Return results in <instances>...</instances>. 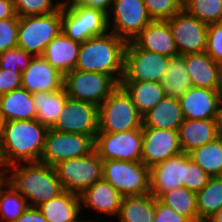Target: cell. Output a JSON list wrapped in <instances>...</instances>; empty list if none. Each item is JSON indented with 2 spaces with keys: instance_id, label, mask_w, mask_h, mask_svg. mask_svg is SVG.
I'll use <instances>...</instances> for the list:
<instances>
[{
  "instance_id": "cell-11",
  "label": "cell",
  "mask_w": 222,
  "mask_h": 222,
  "mask_svg": "<svg viewBox=\"0 0 222 222\" xmlns=\"http://www.w3.org/2000/svg\"><path fill=\"white\" fill-rule=\"evenodd\" d=\"M94 146L95 136L48 129L39 162L54 167L61 161L89 155Z\"/></svg>"
},
{
  "instance_id": "cell-10",
  "label": "cell",
  "mask_w": 222,
  "mask_h": 222,
  "mask_svg": "<svg viewBox=\"0 0 222 222\" xmlns=\"http://www.w3.org/2000/svg\"><path fill=\"white\" fill-rule=\"evenodd\" d=\"M64 190L80 195L102 175V159L94 150L89 155L67 159L54 166Z\"/></svg>"
},
{
  "instance_id": "cell-30",
  "label": "cell",
  "mask_w": 222,
  "mask_h": 222,
  "mask_svg": "<svg viewBox=\"0 0 222 222\" xmlns=\"http://www.w3.org/2000/svg\"><path fill=\"white\" fill-rule=\"evenodd\" d=\"M119 222H154L155 197L150 193L122 198Z\"/></svg>"
},
{
  "instance_id": "cell-34",
  "label": "cell",
  "mask_w": 222,
  "mask_h": 222,
  "mask_svg": "<svg viewBox=\"0 0 222 222\" xmlns=\"http://www.w3.org/2000/svg\"><path fill=\"white\" fill-rule=\"evenodd\" d=\"M157 199L187 218L190 222H199L196 193L184 186L169 190Z\"/></svg>"
},
{
  "instance_id": "cell-7",
  "label": "cell",
  "mask_w": 222,
  "mask_h": 222,
  "mask_svg": "<svg viewBox=\"0 0 222 222\" xmlns=\"http://www.w3.org/2000/svg\"><path fill=\"white\" fill-rule=\"evenodd\" d=\"M102 175L123 197L150 193L149 168L142 161L102 160Z\"/></svg>"
},
{
  "instance_id": "cell-43",
  "label": "cell",
  "mask_w": 222,
  "mask_h": 222,
  "mask_svg": "<svg viewBox=\"0 0 222 222\" xmlns=\"http://www.w3.org/2000/svg\"><path fill=\"white\" fill-rule=\"evenodd\" d=\"M22 72H12L0 68V96L21 88Z\"/></svg>"
},
{
  "instance_id": "cell-46",
  "label": "cell",
  "mask_w": 222,
  "mask_h": 222,
  "mask_svg": "<svg viewBox=\"0 0 222 222\" xmlns=\"http://www.w3.org/2000/svg\"><path fill=\"white\" fill-rule=\"evenodd\" d=\"M113 0H64L69 3H80L91 8H97L105 13H109L111 10Z\"/></svg>"
},
{
  "instance_id": "cell-2",
  "label": "cell",
  "mask_w": 222,
  "mask_h": 222,
  "mask_svg": "<svg viewBox=\"0 0 222 222\" xmlns=\"http://www.w3.org/2000/svg\"><path fill=\"white\" fill-rule=\"evenodd\" d=\"M126 44L109 31L89 38L80 45L75 69L109 75L119 85L124 76Z\"/></svg>"
},
{
  "instance_id": "cell-52",
  "label": "cell",
  "mask_w": 222,
  "mask_h": 222,
  "mask_svg": "<svg viewBox=\"0 0 222 222\" xmlns=\"http://www.w3.org/2000/svg\"><path fill=\"white\" fill-rule=\"evenodd\" d=\"M218 68H219V77H220L221 90H222V61L218 62Z\"/></svg>"
},
{
  "instance_id": "cell-27",
  "label": "cell",
  "mask_w": 222,
  "mask_h": 222,
  "mask_svg": "<svg viewBox=\"0 0 222 222\" xmlns=\"http://www.w3.org/2000/svg\"><path fill=\"white\" fill-rule=\"evenodd\" d=\"M142 127L178 130L184 121L178 98L165 97L143 117Z\"/></svg>"
},
{
  "instance_id": "cell-42",
  "label": "cell",
  "mask_w": 222,
  "mask_h": 222,
  "mask_svg": "<svg viewBox=\"0 0 222 222\" xmlns=\"http://www.w3.org/2000/svg\"><path fill=\"white\" fill-rule=\"evenodd\" d=\"M206 53L215 61H222V22L208 24Z\"/></svg>"
},
{
  "instance_id": "cell-41",
  "label": "cell",
  "mask_w": 222,
  "mask_h": 222,
  "mask_svg": "<svg viewBox=\"0 0 222 222\" xmlns=\"http://www.w3.org/2000/svg\"><path fill=\"white\" fill-rule=\"evenodd\" d=\"M19 18L0 20V53L17 46Z\"/></svg>"
},
{
  "instance_id": "cell-24",
  "label": "cell",
  "mask_w": 222,
  "mask_h": 222,
  "mask_svg": "<svg viewBox=\"0 0 222 222\" xmlns=\"http://www.w3.org/2000/svg\"><path fill=\"white\" fill-rule=\"evenodd\" d=\"M80 45L61 32L46 46L42 57L65 75L75 69Z\"/></svg>"
},
{
  "instance_id": "cell-29",
  "label": "cell",
  "mask_w": 222,
  "mask_h": 222,
  "mask_svg": "<svg viewBox=\"0 0 222 222\" xmlns=\"http://www.w3.org/2000/svg\"><path fill=\"white\" fill-rule=\"evenodd\" d=\"M32 96L37 114L36 120L51 129L60 116L68 98L64 87L55 92L33 93Z\"/></svg>"
},
{
  "instance_id": "cell-21",
  "label": "cell",
  "mask_w": 222,
  "mask_h": 222,
  "mask_svg": "<svg viewBox=\"0 0 222 222\" xmlns=\"http://www.w3.org/2000/svg\"><path fill=\"white\" fill-rule=\"evenodd\" d=\"M80 205L93 208L101 213L119 215L123 196L103 177L80 195Z\"/></svg>"
},
{
  "instance_id": "cell-16",
  "label": "cell",
  "mask_w": 222,
  "mask_h": 222,
  "mask_svg": "<svg viewBox=\"0 0 222 222\" xmlns=\"http://www.w3.org/2000/svg\"><path fill=\"white\" fill-rule=\"evenodd\" d=\"M142 133L141 161L148 168L182 152L178 130L142 127Z\"/></svg>"
},
{
  "instance_id": "cell-22",
  "label": "cell",
  "mask_w": 222,
  "mask_h": 222,
  "mask_svg": "<svg viewBox=\"0 0 222 222\" xmlns=\"http://www.w3.org/2000/svg\"><path fill=\"white\" fill-rule=\"evenodd\" d=\"M220 136L218 120L184 119L178 128L179 144L182 152L189 153Z\"/></svg>"
},
{
  "instance_id": "cell-37",
  "label": "cell",
  "mask_w": 222,
  "mask_h": 222,
  "mask_svg": "<svg viewBox=\"0 0 222 222\" xmlns=\"http://www.w3.org/2000/svg\"><path fill=\"white\" fill-rule=\"evenodd\" d=\"M15 12L18 17L46 15L57 11L63 4L54 3L53 0H13Z\"/></svg>"
},
{
  "instance_id": "cell-4",
  "label": "cell",
  "mask_w": 222,
  "mask_h": 222,
  "mask_svg": "<svg viewBox=\"0 0 222 222\" xmlns=\"http://www.w3.org/2000/svg\"><path fill=\"white\" fill-rule=\"evenodd\" d=\"M142 126V116L120 85L98 106V132L119 133Z\"/></svg>"
},
{
  "instance_id": "cell-38",
  "label": "cell",
  "mask_w": 222,
  "mask_h": 222,
  "mask_svg": "<svg viewBox=\"0 0 222 222\" xmlns=\"http://www.w3.org/2000/svg\"><path fill=\"white\" fill-rule=\"evenodd\" d=\"M33 57L23 48L16 46L0 53V68L12 72H23L29 67Z\"/></svg>"
},
{
  "instance_id": "cell-26",
  "label": "cell",
  "mask_w": 222,
  "mask_h": 222,
  "mask_svg": "<svg viewBox=\"0 0 222 222\" xmlns=\"http://www.w3.org/2000/svg\"><path fill=\"white\" fill-rule=\"evenodd\" d=\"M0 116L3 122L36 119L32 94L21 87L0 96Z\"/></svg>"
},
{
  "instance_id": "cell-47",
  "label": "cell",
  "mask_w": 222,
  "mask_h": 222,
  "mask_svg": "<svg viewBox=\"0 0 222 222\" xmlns=\"http://www.w3.org/2000/svg\"><path fill=\"white\" fill-rule=\"evenodd\" d=\"M7 18H19L16 15L13 0H0V20Z\"/></svg>"
},
{
  "instance_id": "cell-3",
  "label": "cell",
  "mask_w": 222,
  "mask_h": 222,
  "mask_svg": "<svg viewBox=\"0 0 222 222\" xmlns=\"http://www.w3.org/2000/svg\"><path fill=\"white\" fill-rule=\"evenodd\" d=\"M7 171L11 176L7 175L6 182L27 200L29 206L38 207L64 191L53 166L40 162L20 163L8 166Z\"/></svg>"
},
{
  "instance_id": "cell-5",
  "label": "cell",
  "mask_w": 222,
  "mask_h": 222,
  "mask_svg": "<svg viewBox=\"0 0 222 222\" xmlns=\"http://www.w3.org/2000/svg\"><path fill=\"white\" fill-rule=\"evenodd\" d=\"M109 31L108 14L80 3L63 2L62 33L79 43Z\"/></svg>"
},
{
  "instance_id": "cell-35",
  "label": "cell",
  "mask_w": 222,
  "mask_h": 222,
  "mask_svg": "<svg viewBox=\"0 0 222 222\" xmlns=\"http://www.w3.org/2000/svg\"><path fill=\"white\" fill-rule=\"evenodd\" d=\"M5 186L7 188H5ZM28 207L29 205L27 203V200L7 182L1 187L0 189L1 221L2 220H4L3 222L16 221Z\"/></svg>"
},
{
  "instance_id": "cell-48",
  "label": "cell",
  "mask_w": 222,
  "mask_h": 222,
  "mask_svg": "<svg viewBox=\"0 0 222 222\" xmlns=\"http://www.w3.org/2000/svg\"><path fill=\"white\" fill-rule=\"evenodd\" d=\"M206 222H222V207Z\"/></svg>"
},
{
  "instance_id": "cell-53",
  "label": "cell",
  "mask_w": 222,
  "mask_h": 222,
  "mask_svg": "<svg viewBox=\"0 0 222 222\" xmlns=\"http://www.w3.org/2000/svg\"><path fill=\"white\" fill-rule=\"evenodd\" d=\"M2 127H3V120L0 116V137H1V134H2Z\"/></svg>"
},
{
  "instance_id": "cell-50",
  "label": "cell",
  "mask_w": 222,
  "mask_h": 222,
  "mask_svg": "<svg viewBox=\"0 0 222 222\" xmlns=\"http://www.w3.org/2000/svg\"><path fill=\"white\" fill-rule=\"evenodd\" d=\"M7 171H0V189L6 183Z\"/></svg>"
},
{
  "instance_id": "cell-44",
  "label": "cell",
  "mask_w": 222,
  "mask_h": 222,
  "mask_svg": "<svg viewBox=\"0 0 222 222\" xmlns=\"http://www.w3.org/2000/svg\"><path fill=\"white\" fill-rule=\"evenodd\" d=\"M154 222H190L171 207L161 203L155 198V219Z\"/></svg>"
},
{
  "instance_id": "cell-6",
  "label": "cell",
  "mask_w": 222,
  "mask_h": 222,
  "mask_svg": "<svg viewBox=\"0 0 222 222\" xmlns=\"http://www.w3.org/2000/svg\"><path fill=\"white\" fill-rule=\"evenodd\" d=\"M62 32V6L46 15L19 17L17 46L42 56L46 46Z\"/></svg>"
},
{
  "instance_id": "cell-18",
  "label": "cell",
  "mask_w": 222,
  "mask_h": 222,
  "mask_svg": "<svg viewBox=\"0 0 222 222\" xmlns=\"http://www.w3.org/2000/svg\"><path fill=\"white\" fill-rule=\"evenodd\" d=\"M189 153L181 152L149 168L150 194L156 199L165 192L183 186L185 163Z\"/></svg>"
},
{
  "instance_id": "cell-13",
  "label": "cell",
  "mask_w": 222,
  "mask_h": 222,
  "mask_svg": "<svg viewBox=\"0 0 222 222\" xmlns=\"http://www.w3.org/2000/svg\"><path fill=\"white\" fill-rule=\"evenodd\" d=\"M142 128L119 133L98 132L94 150L102 160L141 161Z\"/></svg>"
},
{
  "instance_id": "cell-39",
  "label": "cell",
  "mask_w": 222,
  "mask_h": 222,
  "mask_svg": "<svg viewBox=\"0 0 222 222\" xmlns=\"http://www.w3.org/2000/svg\"><path fill=\"white\" fill-rule=\"evenodd\" d=\"M152 20L166 21L183 9V0H143Z\"/></svg>"
},
{
  "instance_id": "cell-20",
  "label": "cell",
  "mask_w": 222,
  "mask_h": 222,
  "mask_svg": "<svg viewBox=\"0 0 222 222\" xmlns=\"http://www.w3.org/2000/svg\"><path fill=\"white\" fill-rule=\"evenodd\" d=\"M138 48L167 57L178 55L167 21L153 20L132 41Z\"/></svg>"
},
{
  "instance_id": "cell-12",
  "label": "cell",
  "mask_w": 222,
  "mask_h": 222,
  "mask_svg": "<svg viewBox=\"0 0 222 222\" xmlns=\"http://www.w3.org/2000/svg\"><path fill=\"white\" fill-rule=\"evenodd\" d=\"M152 21L143 0L112 1L111 10L108 13V28L110 32L126 42L133 41Z\"/></svg>"
},
{
  "instance_id": "cell-49",
  "label": "cell",
  "mask_w": 222,
  "mask_h": 222,
  "mask_svg": "<svg viewBox=\"0 0 222 222\" xmlns=\"http://www.w3.org/2000/svg\"><path fill=\"white\" fill-rule=\"evenodd\" d=\"M218 125H219L220 135H222V99L220 102L219 113H218Z\"/></svg>"
},
{
  "instance_id": "cell-8",
  "label": "cell",
  "mask_w": 222,
  "mask_h": 222,
  "mask_svg": "<svg viewBox=\"0 0 222 222\" xmlns=\"http://www.w3.org/2000/svg\"><path fill=\"white\" fill-rule=\"evenodd\" d=\"M170 57L138 48L132 41L125 48L124 76L121 82H160L166 75Z\"/></svg>"
},
{
  "instance_id": "cell-14",
  "label": "cell",
  "mask_w": 222,
  "mask_h": 222,
  "mask_svg": "<svg viewBox=\"0 0 222 222\" xmlns=\"http://www.w3.org/2000/svg\"><path fill=\"white\" fill-rule=\"evenodd\" d=\"M171 28L178 54L206 52L208 25L184 9L166 20Z\"/></svg>"
},
{
  "instance_id": "cell-31",
  "label": "cell",
  "mask_w": 222,
  "mask_h": 222,
  "mask_svg": "<svg viewBox=\"0 0 222 222\" xmlns=\"http://www.w3.org/2000/svg\"><path fill=\"white\" fill-rule=\"evenodd\" d=\"M161 85L166 97L178 99L192 87L190 75L186 70L184 55L178 54L170 57L169 67Z\"/></svg>"
},
{
  "instance_id": "cell-9",
  "label": "cell",
  "mask_w": 222,
  "mask_h": 222,
  "mask_svg": "<svg viewBox=\"0 0 222 222\" xmlns=\"http://www.w3.org/2000/svg\"><path fill=\"white\" fill-rule=\"evenodd\" d=\"M119 85L103 73L72 70L64 75L68 97L100 106Z\"/></svg>"
},
{
  "instance_id": "cell-25",
  "label": "cell",
  "mask_w": 222,
  "mask_h": 222,
  "mask_svg": "<svg viewBox=\"0 0 222 222\" xmlns=\"http://www.w3.org/2000/svg\"><path fill=\"white\" fill-rule=\"evenodd\" d=\"M38 208L48 222H87L77 219L81 213L80 197L73 192L64 190Z\"/></svg>"
},
{
  "instance_id": "cell-33",
  "label": "cell",
  "mask_w": 222,
  "mask_h": 222,
  "mask_svg": "<svg viewBox=\"0 0 222 222\" xmlns=\"http://www.w3.org/2000/svg\"><path fill=\"white\" fill-rule=\"evenodd\" d=\"M189 155L210 177L222 176V135L193 149Z\"/></svg>"
},
{
  "instance_id": "cell-19",
  "label": "cell",
  "mask_w": 222,
  "mask_h": 222,
  "mask_svg": "<svg viewBox=\"0 0 222 222\" xmlns=\"http://www.w3.org/2000/svg\"><path fill=\"white\" fill-rule=\"evenodd\" d=\"M64 75L52 67L42 56H34L29 67L22 72L21 85L30 94L55 92L63 88Z\"/></svg>"
},
{
  "instance_id": "cell-23",
  "label": "cell",
  "mask_w": 222,
  "mask_h": 222,
  "mask_svg": "<svg viewBox=\"0 0 222 222\" xmlns=\"http://www.w3.org/2000/svg\"><path fill=\"white\" fill-rule=\"evenodd\" d=\"M184 58L192 86L221 90L218 63L206 52L186 54Z\"/></svg>"
},
{
  "instance_id": "cell-28",
  "label": "cell",
  "mask_w": 222,
  "mask_h": 222,
  "mask_svg": "<svg viewBox=\"0 0 222 222\" xmlns=\"http://www.w3.org/2000/svg\"><path fill=\"white\" fill-rule=\"evenodd\" d=\"M119 85L131 97L142 117L166 97L160 82H120Z\"/></svg>"
},
{
  "instance_id": "cell-45",
  "label": "cell",
  "mask_w": 222,
  "mask_h": 222,
  "mask_svg": "<svg viewBox=\"0 0 222 222\" xmlns=\"http://www.w3.org/2000/svg\"><path fill=\"white\" fill-rule=\"evenodd\" d=\"M14 222H48L38 207L29 206Z\"/></svg>"
},
{
  "instance_id": "cell-32",
  "label": "cell",
  "mask_w": 222,
  "mask_h": 222,
  "mask_svg": "<svg viewBox=\"0 0 222 222\" xmlns=\"http://www.w3.org/2000/svg\"><path fill=\"white\" fill-rule=\"evenodd\" d=\"M199 222H206L222 207V176L210 177L196 193Z\"/></svg>"
},
{
  "instance_id": "cell-17",
  "label": "cell",
  "mask_w": 222,
  "mask_h": 222,
  "mask_svg": "<svg viewBox=\"0 0 222 222\" xmlns=\"http://www.w3.org/2000/svg\"><path fill=\"white\" fill-rule=\"evenodd\" d=\"M222 90L190 87L180 98L184 119L218 120Z\"/></svg>"
},
{
  "instance_id": "cell-40",
  "label": "cell",
  "mask_w": 222,
  "mask_h": 222,
  "mask_svg": "<svg viewBox=\"0 0 222 222\" xmlns=\"http://www.w3.org/2000/svg\"><path fill=\"white\" fill-rule=\"evenodd\" d=\"M210 176L191 158L185 163L183 186L190 191L199 192L208 182Z\"/></svg>"
},
{
  "instance_id": "cell-36",
  "label": "cell",
  "mask_w": 222,
  "mask_h": 222,
  "mask_svg": "<svg viewBox=\"0 0 222 222\" xmlns=\"http://www.w3.org/2000/svg\"><path fill=\"white\" fill-rule=\"evenodd\" d=\"M183 9L207 25L222 22V0H183Z\"/></svg>"
},
{
  "instance_id": "cell-15",
  "label": "cell",
  "mask_w": 222,
  "mask_h": 222,
  "mask_svg": "<svg viewBox=\"0 0 222 222\" xmlns=\"http://www.w3.org/2000/svg\"><path fill=\"white\" fill-rule=\"evenodd\" d=\"M51 129L96 136L98 133V106L68 97L60 116Z\"/></svg>"
},
{
  "instance_id": "cell-1",
  "label": "cell",
  "mask_w": 222,
  "mask_h": 222,
  "mask_svg": "<svg viewBox=\"0 0 222 222\" xmlns=\"http://www.w3.org/2000/svg\"><path fill=\"white\" fill-rule=\"evenodd\" d=\"M47 131L48 128L36 119L3 122L0 145L7 167L39 162Z\"/></svg>"
},
{
  "instance_id": "cell-51",
  "label": "cell",
  "mask_w": 222,
  "mask_h": 222,
  "mask_svg": "<svg viewBox=\"0 0 222 222\" xmlns=\"http://www.w3.org/2000/svg\"><path fill=\"white\" fill-rule=\"evenodd\" d=\"M0 171H7V165L5 164L1 153V145H0Z\"/></svg>"
}]
</instances>
